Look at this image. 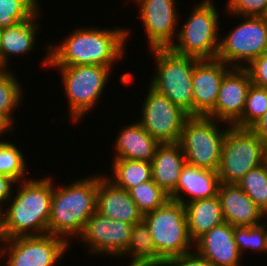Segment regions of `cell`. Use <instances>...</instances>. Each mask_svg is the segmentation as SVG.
<instances>
[{"mask_svg": "<svg viewBox=\"0 0 267 266\" xmlns=\"http://www.w3.org/2000/svg\"><path fill=\"white\" fill-rule=\"evenodd\" d=\"M131 30L119 26L109 29L81 27L69 33L61 43L45 46L41 66L101 65L112 67L125 56ZM54 46V47H53Z\"/></svg>", "mask_w": 267, "mask_h": 266, "instance_id": "1", "label": "cell"}, {"mask_svg": "<svg viewBox=\"0 0 267 266\" xmlns=\"http://www.w3.org/2000/svg\"><path fill=\"white\" fill-rule=\"evenodd\" d=\"M28 178L17 182V194L13 192L5 208L0 209L1 240L48 234L53 177Z\"/></svg>", "mask_w": 267, "mask_h": 266, "instance_id": "2", "label": "cell"}, {"mask_svg": "<svg viewBox=\"0 0 267 266\" xmlns=\"http://www.w3.org/2000/svg\"><path fill=\"white\" fill-rule=\"evenodd\" d=\"M90 176L62 187L55 186L53 180L48 234L68 243L72 242L70 238L81 235L86 222L96 212L98 174Z\"/></svg>", "mask_w": 267, "mask_h": 266, "instance_id": "3", "label": "cell"}, {"mask_svg": "<svg viewBox=\"0 0 267 266\" xmlns=\"http://www.w3.org/2000/svg\"><path fill=\"white\" fill-rule=\"evenodd\" d=\"M213 0H202L193 6L189 17L178 29L176 43L170 49L179 55L215 59L219 52L220 19Z\"/></svg>", "mask_w": 267, "mask_h": 266, "instance_id": "4", "label": "cell"}, {"mask_svg": "<svg viewBox=\"0 0 267 266\" xmlns=\"http://www.w3.org/2000/svg\"><path fill=\"white\" fill-rule=\"evenodd\" d=\"M156 61L150 86L168 97L176 106L193 116L192 76L194 57L174 53L170 48L150 49Z\"/></svg>", "mask_w": 267, "mask_h": 266, "instance_id": "5", "label": "cell"}, {"mask_svg": "<svg viewBox=\"0 0 267 266\" xmlns=\"http://www.w3.org/2000/svg\"><path fill=\"white\" fill-rule=\"evenodd\" d=\"M219 124L226 125L225 129L221 130ZM230 126L208 116H189L183 125L178 142L187 164L217 171L221 160L223 141Z\"/></svg>", "mask_w": 267, "mask_h": 266, "instance_id": "6", "label": "cell"}, {"mask_svg": "<svg viewBox=\"0 0 267 266\" xmlns=\"http://www.w3.org/2000/svg\"><path fill=\"white\" fill-rule=\"evenodd\" d=\"M157 254L165 261L194 250L185 206L169 199L163 206L143 215Z\"/></svg>", "mask_w": 267, "mask_h": 266, "instance_id": "7", "label": "cell"}, {"mask_svg": "<svg viewBox=\"0 0 267 266\" xmlns=\"http://www.w3.org/2000/svg\"><path fill=\"white\" fill-rule=\"evenodd\" d=\"M60 71L61 82L68 101L70 121H80L95 109L107 87L110 67L101 65L48 66Z\"/></svg>", "mask_w": 267, "mask_h": 266, "instance_id": "8", "label": "cell"}, {"mask_svg": "<svg viewBox=\"0 0 267 266\" xmlns=\"http://www.w3.org/2000/svg\"><path fill=\"white\" fill-rule=\"evenodd\" d=\"M263 155L264 143L250 128L228 127L217 170L220 182L236 184L263 164Z\"/></svg>", "mask_w": 267, "mask_h": 266, "instance_id": "9", "label": "cell"}, {"mask_svg": "<svg viewBox=\"0 0 267 266\" xmlns=\"http://www.w3.org/2000/svg\"><path fill=\"white\" fill-rule=\"evenodd\" d=\"M242 18L243 22L220 38L217 59L232 68H245L267 51V18Z\"/></svg>", "mask_w": 267, "mask_h": 266, "instance_id": "10", "label": "cell"}, {"mask_svg": "<svg viewBox=\"0 0 267 266\" xmlns=\"http://www.w3.org/2000/svg\"><path fill=\"white\" fill-rule=\"evenodd\" d=\"M0 243V258L5 266H57L70 247L65 239L52 234L18 236Z\"/></svg>", "mask_w": 267, "mask_h": 266, "instance_id": "11", "label": "cell"}, {"mask_svg": "<svg viewBox=\"0 0 267 266\" xmlns=\"http://www.w3.org/2000/svg\"><path fill=\"white\" fill-rule=\"evenodd\" d=\"M141 107L140 125L159 143L179 142L189 115L150 85Z\"/></svg>", "mask_w": 267, "mask_h": 266, "instance_id": "12", "label": "cell"}, {"mask_svg": "<svg viewBox=\"0 0 267 266\" xmlns=\"http://www.w3.org/2000/svg\"><path fill=\"white\" fill-rule=\"evenodd\" d=\"M132 228V224L112 220L96 211L77 240L85 243L88 252L93 255L116 256L120 259L129 245Z\"/></svg>", "mask_w": 267, "mask_h": 266, "instance_id": "13", "label": "cell"}, {"mask_svg": "<svg viewBox=\"0 0 267 266\" xmlns=\"http://www.w3.org/2000/svg\"><path fill=\"white\" fill-rule=\"evenodd\" d=\"M139 7L140 18L143 23L148 41V48H170L177 33L180 18L176 6L177 0H132ZM177 1V2H176ZM176 33V34H175ZM176 36V37H174Z\"/></svg>", "mask_w": 267, "mask_h": 266, "instance_id": "14", "label": "cell"}, {"mask_svg": "<svg viewBox=\"0 0 267 266\" xmlns=\"http://www.w3.org/2000/svg\"><path fill=\"white\" fill-rule=\"evenodd\" d=\"M251 84L245 68H231L224 75L215 107L207 116L233 126L243 114Z\"/></svg>", "mask_w": 267, "mask_h": 266, "instance_id": "15", "label": "cell"}, {"mask_svg": "<svg viewBox=\"0 0 267 266\" xmlns=\"http://www.w3.org/2000/svg\"><path fill=\"white\" fill-rule=\"evenodd\" d=\"M231 68L217 58L195 62L192 76L193 116H207L214 109L221 81Z\"/></svg>", "mask_w": 267, "mask_h": 266, "instance_id": "16", "label": "cell"}, {"mask_svg": "<svg viewBox=\"0 0 267 266\" xmlns=\"http://www.w3.org/2000/svg\"><path fill=\"white\" fill-rule=\"evenodd\" d=\"M194 250L213 266H241L242 255L234 240V226L228 222L199 237L194 242Z\"/></svg>", "mask_w": 267, "mask_h": 266, "instance_id": "17", "label": "cell"}, {"mask_svg": "<svg viewBox=\"0 0 267 266\" xmlns=\"http://www.w3.org/2000/svg\"><path fill=\"white\" fill-rule=\"evenodd\" d=\"M103 174H98L96 211L112 220L124 221L132 225L142 221L143 214L130 193L116 186L105 176L106 173Z\"/></svg>", "mask_w": 267, "mask_h": 266, "instance_id": "18", "label": "cell"}, {"mask_svg": "<svg viewBox=\"0 0 267 266\" xmlns=\"http://www.w3.org/2000/svg\"><path fill=\"white\" fill-rule=\"evenodd\" d=\"M217 196L225 222L234 227L255 226L266 218L263 210L237 184L220 183Z\"/></svg>", "mask_w": 267, "mask_h": 266, "instance_id": "19", "label": "cell"}, {"mask_svg": "<svg viewBox=\"0 0 267 266\" xmlns=\"http://www.w3.org/2000/svg\"><path fill=\"white\" fill-rule=\"evenodd\" d=\"M220 183L217 171L198 168L186 163L179 176L175 191L169 198L185 205L197 199L216 197ZM184 194L190 198L186 199Z\"/></svg>", "mask_w": 267, "mask_h": 266, "instance_id": "20", "label": "cell"}, {"mask_svg": "<svg viewBox=\"0 0 267 266\" xmlns=\"http://www.w3.org/2000/svg\"><path fill=\"white\" fill-rule=\"evenodd\" d=\"M39 9L30 19L2 28L0 33V68H9L10 57L27 55L36 46L39 30L38 23L42 10ZM14 55V56H13ZM9 60V61H8Z\"/></svg>", "mask_w": 267, "mask_h": 266, "instance_id": "21", "label": "cell"}, {"mask_svg": "<svg viewBox=\"0 0 267 266\" xmlns=\"http://www.w3.org/2000/svg\"><path fill=\"white\" fill-rule=\"evenodd\" d=\"M178 142L160 143L151 161L152 180L169 196L175 191L179 176L186 164Z\"/></svg>", "mask_w": 267, "mask_h": 266, "instance_id": "22", "label": "cell"}, {"mask_svg": "<svg viewBox=\"0 0 267 266\" xmlns=\"http://www.w3.org/2000/svg\"><path fill=\"white\" fill-rule=\"evenodd\" d=\"M114 142L113 159L151 162L160 144L138 121L123 126Z\"/></svg>", "mask_w": 267, "mask_h": 266, "instance_id": "23", "label": "cell"}, {"mask_svg": "<svg viewBox=\"0 0 267 266\" xmlns=\"http://www.w3.org/2000/svg\"><path fill=\"white\" fill-rule=\"evenodd\" d=\"M191 239L195 242L204 233L225 222L218 196L197 199L184 205Z\"/></svg>", "mask_w": 267, "mask_h": 266, "instance_id": "24", "label": "cell"}, {"mask_svg": "<svg viewBox=\"0 0 267 266\" xmlns=\"http://www.w3.org/2000/svg\"><path fill=\"white\" fill-rule=\"evenodd\" d=\"M131 256L127 266H163L164 260L157 254L150 231L142 220L133 225L126 251L120 257Z\"/></svg>", "mask_w": 267, "mask_h": 266, "instance_id": "25", "label": "cell"}, {"mask_svg": "<svg viewBox=\"0 0 267 266\" xmlns=\"http://www.w3.org/2000/svg\"><path fill=\"white\" fill-rule=\"evenodd\" d=\"M111 176L106 177L116 186L129 191L131 188L142 182L152 180L151 162L131 160V159H113L111 165Z\"/></svg>", "mask_w": 267, "mask_h": 266, "instance_id": "26", "label": "cell"}, {"mask_svg": "<svg viewBox=\"0 0 267 266\" xmlns=\"http://www.w3.org/2000/svg\"><path fill=\"white\" fill-rule=\"evenodd\" d=\"M14 72L8 68H0V113H2L12 124L14 114L23 99L21 83ZM13 115V116H12Z\"/></svg>", "mask_w": 267, "mask_h": 266, "instance_id": "27", "label": "cell"}, {"mask_svg": "<svg viewBox=\"0 0 267 266\" xmlns=\"http://www.w3.org/2000/svg\"><path fill=\"white\" fill-rule=\"evenodd\" d=\"M15 142L0 140V175L9 176L16 182L26 180V159Z\"/></svg>", "mask_w": 267, "mask_h": 266, "instance_id": "28", "label": "cell"}, {"mask_svg": "<svg viewBox=\"0 0 267 266\" xmlns=\"http://www.w3.org/2000/svg\"><path fill=\"white\" fill-rule=\"evenodd\" d=\"M236 184L267 214V167L264 164L248 171Z\"/></svg>", "mask_w": 267, "mask_h": 266, "instance_id": "29", "label": "cell"}, {"mask_svg": "<svg viewBox=\"0 0 267 266\" xmlns=\"http://www.w3.org/2000/svg\"><path fill=\"white\" fill-rule=\"evenodd\" d=\"M41 7L39 0H0V29L30 19Z\"/></svg>", "mask_w": 267, "mask_h": 266, "instance_id": "30", "label": "cell"}, {"mask_svg": "<svg viewBox=\"0 0 267 266\" xmlns=\"http://www.w3.org/2000/svg\"><path fill=\"white\" fill-rule=\"evenodd\" d=\"M128 192L143 215L163 206L170 199L153 180L142 182Z\"/></svg>", "mask_w": 267, "mask_h": 266, "instance_id": "31", "label": "cell"}, {"mask_svg": "<svg viewBox=\"0 0 267 266\" xmlns=\"http://www.w3.org/2000/svg\"><path fill=\"white\" fill-rule=\"evenodd\" d=\"M255 226L234 227V240L240 254L243 256L244 250H251L255 253H267V229L266 223Z\"/></svg>", "mask_w": 267, "mask_h": 266, "instance_id": "32", "label": "cell"}, {"mask_svg": "<svg viewBox=\"0 0 267 266\" xmlns=\"http://www.w3.org/2000/svg\"><path fill=\"white\" fill-rule=\"evenodd\" d=\"M267 111V89L251 84L241 118L233 125L250 128Z\"/></svg>", "mask_w": 267, "mask_h": 266, "instance_id": "33", "label": "cell"}, {"mask_svg": "<svg viewBox=\"0 0 267 266\" xmlns=\"http://www.w3.org/2000/svg\"><path fill=\"white\" fill-rule=\"evenodd\" d=\"M225 4L231 16L267 17V0H228Z\"/></svg>", "mask_w": 267, "mask_h": 266, "instance_id": "34", "label": "cell"}, {"mask_svg": "<svg viewBox=\"0 0 267 266\" xmlns=\"http://www.w3.org/2000/svg\"><path fill=\"white\" fill-rule=\"evenodd\" d=\"M245 69L252 84L267 89V51L255 58Z\"/></svg>", "mask_w": 267, "mask_h": 266, "instance_id": "35", "label": "cell"}, {"mask_svg": "<svg viewBox=\"0 0 267 266\" xmlns=\"http://www.w3.org/2000/svg\"><path fill=\"white\" fill-rule=\"evenodd\" d=\"M163 266H213L206 258L199 255L195 250L174 256L164 261Z\"/></svg>", "mask_w": 267, "mask_h": 266, "instance_id": "36", "label": "cell"}, {"mask_svg": "<svg viewBox=\"0 0 267 266\" xmlns=\"http://www.w3.org/2000/svg\"><path fill=\"white\" fill-rule=\"evenodd\" d=\"M16 181L9 176L0 175V209L3 208L13 193Z\"/></svg>", "mask_w": 267, "mask_h": 266, "instance_id": "37", "label": "cell"}, {"mask_svg": "<svg viewBox=\"0 0 267 266\" xmlns=\"http://www.w3.org/2000/svg\"><path fill=\"white\" fill-rule=\"evenodd\" d=\"M250 129L264 144L267 143V111L250 127Z\"/></svg>", "mask_w": 267, "mask_h": 266, "instance_id": "38", "label": "cell"}, {"mask_svg": "<svg viewBox=\"0 0 267 266\" xmlns=\"http://www.w3.org/2000/svg\"><path fill=\"white\" fill-rule=\"evenodd\" d=\"M13 124L2 114L0 113V137L6 136L7 132L13 134L15 130ZM5 134V135H4Z\"/></svg>", "mask_w": 267, "mask_h": 266, "instance_id": "39", "label": "cell"}, {"mask_svg": "<svg viewBox=\"0 0 267 266\" xmlns=\"http://www.w3.org/2000/svg\"><path fill=\"white\" fill-rule=\"evenodd\" d=\"M263 164L267 167V143L264 144Z\"/></svg>", "mask_w": 267, "mask_h": 266, "instance_id": "40", "label": "cell"}]
</instances>
